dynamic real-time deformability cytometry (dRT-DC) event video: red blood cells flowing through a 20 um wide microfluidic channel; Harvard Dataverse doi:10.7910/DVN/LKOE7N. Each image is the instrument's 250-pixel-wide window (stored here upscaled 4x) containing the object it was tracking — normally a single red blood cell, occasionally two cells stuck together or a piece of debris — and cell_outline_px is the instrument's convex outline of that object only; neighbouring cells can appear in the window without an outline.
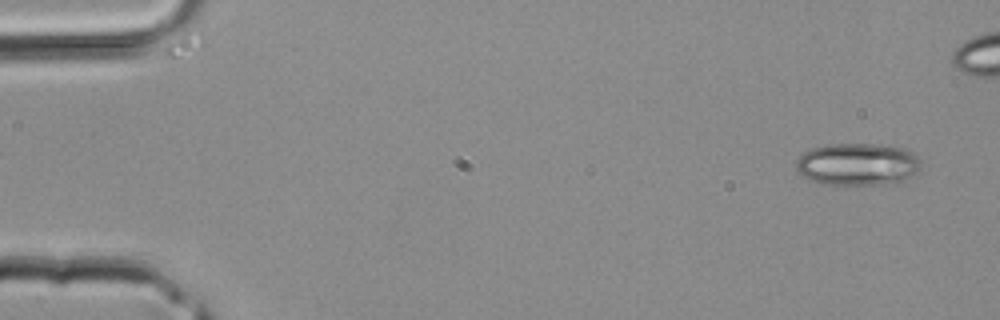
{"species": "common noctule bat (a hibernating species)", "species_latin": "Nyctalus noctula", "temperature_condition": "room temperature", "stored_images_in_passage": 35, "camera_frame_rate_fps": 3000, "um_per_image_px": 0.085, "animal": {"sex": "male", "body_mass_g": 20.4}, "frame": {"image": 1, "passage_image": 2, "time_ms": 0.333, "image_size_px": [1000, 320], "cell_outline_px": [[920, 168], [916, 172], [904, 180], [884, 184], [820, 184], [808, 180], [800, 176], [796, 172], [796, 160], [804, 152], [812, 148], [828, 144], [872, 144], [904, 148], [920, 156]], "centroid_in_image_um": [72.85, 13.96], "position_along_channel_um": 12.1, "area_um2": 30.98}}
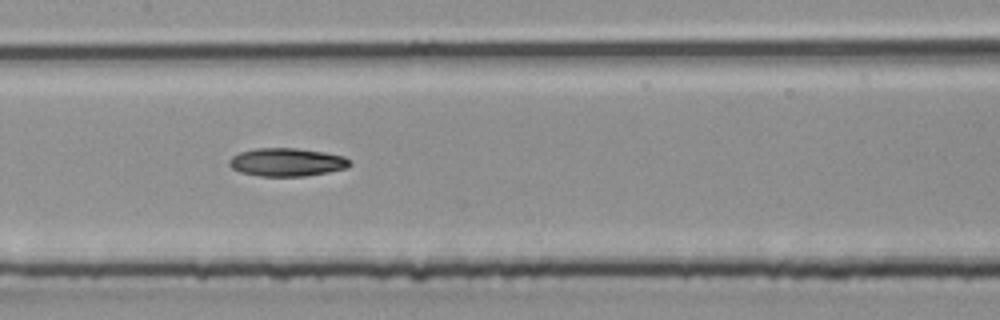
{"frame": {"image": 2, "passage_image": 19, "time_ms": 6.0, "image_size_px": [1000, 320], "cell_outline_px": [[352, 164], [348, 168], [328, 172], [304, 176], [260, 176], [240, 172], [232, 168], [228, 164], [228, 160], [232, 156], [240, 152], [256, 148], [296, 148], [324, 152], [344, 156]], "centroid_in_image_um": [24.37, 13.78], "position_along_channel_um": 183.0, "area_um2": 19.83}}
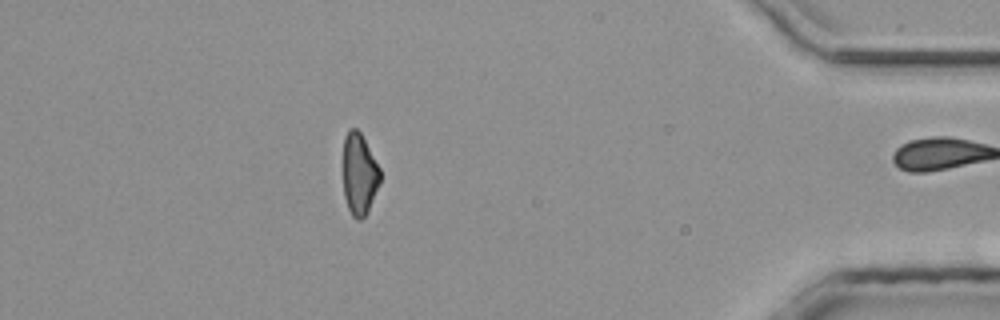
{"frame": {"image": 3, "passage_image": 34, "time_ms": 11.0, "image_size_px": [1000, 320], "cell_outline_px": [[380, 184], [368, 212], [360, 220], [356, 220], [352, 216], [348, 208], [344, 196], [344, 136], [348, 128], [356, 128], [360, 132], [380, 168]], "centroid_in_image_um": [30.55, 14.82], "position_along_channel_um": 404.7, "area_um2": 17.63}}